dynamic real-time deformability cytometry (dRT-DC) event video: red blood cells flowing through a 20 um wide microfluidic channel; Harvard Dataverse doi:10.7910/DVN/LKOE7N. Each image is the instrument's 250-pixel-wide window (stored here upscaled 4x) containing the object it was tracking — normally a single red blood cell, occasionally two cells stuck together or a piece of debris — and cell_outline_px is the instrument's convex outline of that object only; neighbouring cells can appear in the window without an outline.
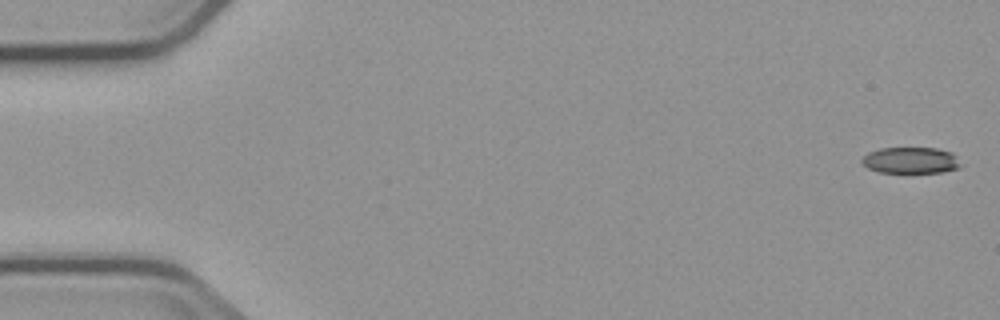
{"species": "common noctule bat (a hibernating species)", "species_latin": "Nyctalus noctula", "temperature_condition": "cold", "stored_images_in_passage": 5, "camera_frame_rate_fps": 3000, "um_per_image_px": 0.085, "animal": {"sex": "male", "body_mass_g": 23.1, "forearm_length_mm": 52.7}, "frame": {"image": 1, "passage_image": 1, "time_ms": 0.0, "image_size_px": [1000, 320], "cell_outline_px": [[964, 164], [960, 168], [944, 172], [880, 172], [868, 168], [860, 160], [868, 152], [880, 148], [936, 148], [952, 152]], "centroid_in_image_um": [77.47, 13.62], "position_along_channel_um": 7.5, "area_um2": 15.26}}